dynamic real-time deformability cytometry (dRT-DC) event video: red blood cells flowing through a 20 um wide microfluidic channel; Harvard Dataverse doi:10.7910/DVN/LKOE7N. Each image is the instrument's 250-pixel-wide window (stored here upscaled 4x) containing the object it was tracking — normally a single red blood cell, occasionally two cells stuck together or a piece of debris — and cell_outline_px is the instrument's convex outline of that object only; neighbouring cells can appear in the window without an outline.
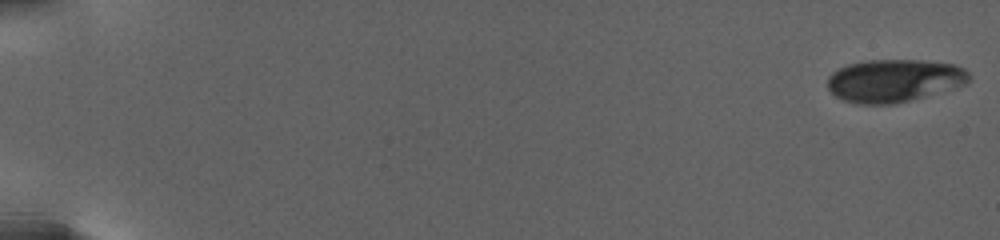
{"species": "human", "species_latin": "Homo sapiens", "temperature_condition": "warm", "stored_images_in_passage": 62, "camera_frame_rate_fps": 3000, "um_per_image_px": 0.085, "donor": {"sex": "female"}, "frame": {"image": 1, "passage_image": 1, "time_ms": 0.0, "image_size_px": [1000, 240], "cell_outline_px": [[972, 76], [964, 84], [924, 96], [892, 104], [856, 104], [844, 100], [836, 96], [828, 88], [828, 76], [832, 72], [848, 64], [868, 60], [920, 60], [956, 64], [964, 68]], "centroid_in_image_um": [75.98, 6.84], "position_along_channel_um": 9.0, "area_um2": 35.03}}
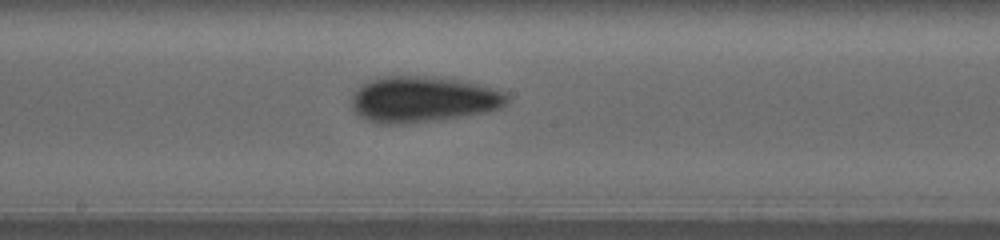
{"frame": {"image": 2, "passage_image": 36, "time_ms": 15.0, "image_size_px": [1000, 240], "cell_outline_px": [[508, 100], [500, 108], [488, 112], [464, 116], [436, 120], [404, 124], [376, 124], [364, 120], [356, 116], [352, 112], [352, 96], [356, 88], [368, 80], [380, 76], [424, 76], [460, 80], [492, 88], [504, 92], [508, 96]], "centroid_in_image_um": [35.86, 8.46], "position_along_channel_um": 212.3, "area_um2": 42.08}}
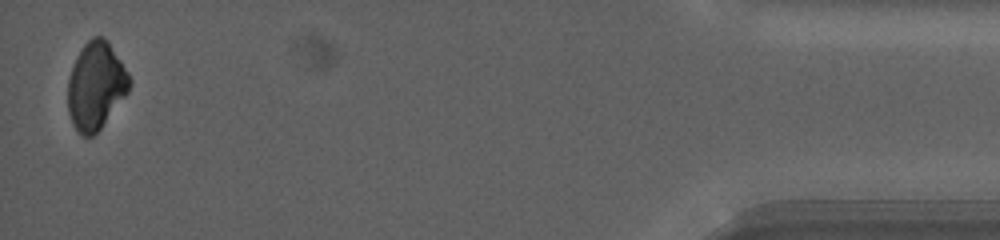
{"frame": {"image": 3, "passage_image": 62, "time_ms": 26.0, "image_size_px": [1000, 240], "cell_outline_px": [[132, 80], [128, 92], [100, 128], [92, 136], [84, 136], [72, 124], [68, 112], [68, 80], [76, 56], [84, 44], [92, 36], [104, 36], [108, 40], [128, 72]], "centroid_in_image_um": [8.15, 7.25], "position_along_channel_um": 427.0, "area_um2": 31.27}, "authors_computed_cell_mechanics": {"area_um2": 37.0787, "velocity_mm_per_s": 2.6409, "shape_relaxation_time_tau1_ms": 2.8207, "shape_relaxation_time_tau2_ms": null, "deformation_change_tau1": 0.0859, "deformation_change_tau2": null}}